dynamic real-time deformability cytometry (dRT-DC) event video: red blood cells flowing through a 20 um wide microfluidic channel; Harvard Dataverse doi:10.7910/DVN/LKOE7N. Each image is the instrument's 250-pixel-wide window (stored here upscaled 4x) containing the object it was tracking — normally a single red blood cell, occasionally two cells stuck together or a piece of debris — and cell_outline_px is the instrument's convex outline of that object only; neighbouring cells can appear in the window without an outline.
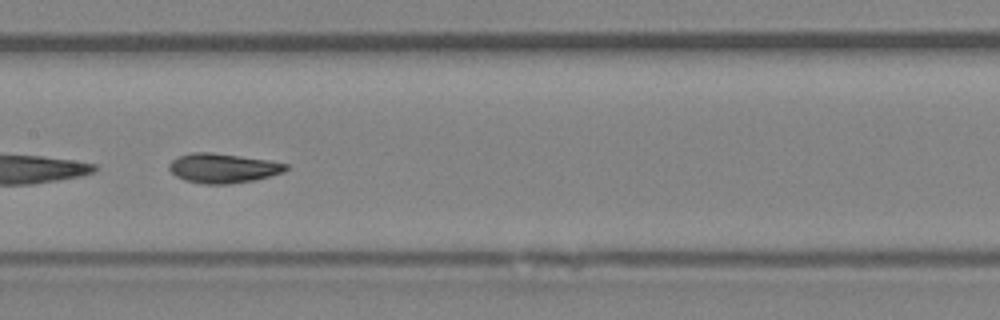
{"species": "Egyptian fruit bat (a non-hibernating species)", "species_latin": "Rousettus aegyptiacus", "temperature_condition": "room temperature", "stored_images_in_passage": 30, "segment_of_instrument_passage": [2, 2], "camera_frame_rate_fps": 3000, "um_per_image_px": 0.085, "animal": {"sex": "female"}, "frame": {"image": 1, "passage_image": 26, "time_ms": 8.333, "image_size_px": [1000, 320], "cell_outline_px": [[288, 168], [284, 172], [256, 180], [228, 184], [204, 184], [184, 180], [176, 176], [168, 168], [168, 164], [176, 156], [192, 152], [212, 152], [268, 160], [288, 164]], "centroid_in_image_um": [18.93, 14.29], "position_along_channel_um": 188.5, "area_um2": 20.23}}